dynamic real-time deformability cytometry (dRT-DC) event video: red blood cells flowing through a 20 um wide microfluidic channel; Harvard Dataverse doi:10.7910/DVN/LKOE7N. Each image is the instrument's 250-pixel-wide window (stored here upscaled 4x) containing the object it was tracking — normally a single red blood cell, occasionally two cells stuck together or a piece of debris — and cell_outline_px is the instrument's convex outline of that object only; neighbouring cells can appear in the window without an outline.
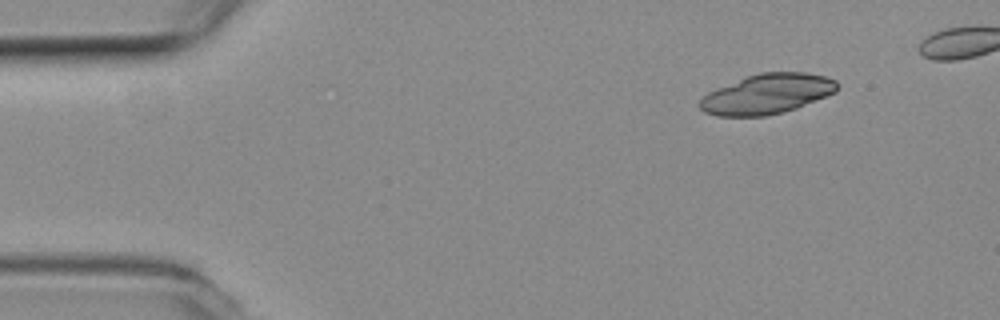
{"species": "common noctule bat (a hibernating species)", "species_latin": "Nyctalus noctula", "temperature_condition": "room temperature", "stored_images_in_passage": 43, "camera_frame_rate_fps": 3000, "um_per_image_px": 0.085, "animal": {"sex": "female", "body_mass_g": 19.3, "forearm_length_mm": 54.1}, "frame": {"image": 1, "passage_image": 1, "time_ms": 0.0, "image_size_px": [1000, 320], "cell_outline_px": [[840, 84], [836, 92], [796, 108], [764, 116], [716, 116], [704, 112], [700, 108], [700, 100], [708, 92], [716, 88], [748, 76], [760, 72], [808, 72], [824, 76], [836, 80]], "centroid_in_image_um": [65.22, 7.98], "position_along_channel_um": 19.8, "area_um2": 31.85}, "authors_computed_cell_mechanics": {"area_um2": 18.9584, "velocity_mm_per_s": 3.8094, "shape_relaxation_time_tau1_ms": 0.1864, "shape_relaxation_time_tau2_ms": null, "deformation_change_tau1": 0.2106, "deformation_change_tau2": null}}